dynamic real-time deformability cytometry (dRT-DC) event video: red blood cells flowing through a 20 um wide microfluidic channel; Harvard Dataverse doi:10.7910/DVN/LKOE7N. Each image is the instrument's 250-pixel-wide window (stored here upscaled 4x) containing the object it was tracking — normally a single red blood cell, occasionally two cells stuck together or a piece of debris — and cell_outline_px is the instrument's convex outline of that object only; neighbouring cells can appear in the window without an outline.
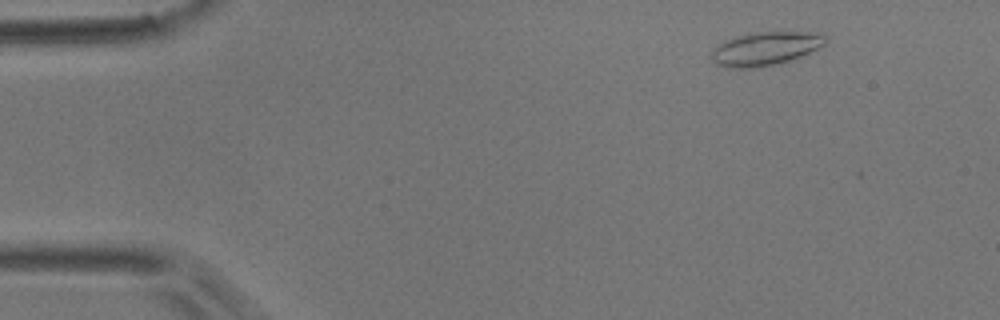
{"species": "common noctule bat (a hibernating species)", "species_latin": "Nyctalus noctula", "temperature_condition": "room temperature", "stored_images_in_passage": 4, "camera_frame_rate_fps": 3000, "um_per_image_px": 0.085, "animal": {"sex": "male", "body_mass_g": 17.9}, "frame": {"image": 1, "passage_image": 1, "time_ms": 0.0, "image_size_px": [1000, 320], "cell_outline_px": [[828, 40], [824, 44], [800, 56], [780, 64], [764, 68], [728, 68], [716, 64], [708, 56], [712, 48], [716, 44], [724, 40], [736, 36], [756, 32], [824, 32], [828, 36]], "centroid_in_image_um": [65.01, 4.14], "position_along_channel_um": 20.0, "area_um2": 22.89}}